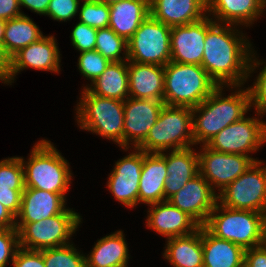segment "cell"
<instances>
[{"instance_id": "6da1fadb", "label": "cell", "mask_w": 266, "mask_h": 267, "mask_svg": "<svg viewBox=\"0 0 266 267\" xmlns=\"http://www.w3.org/2000/svg\"><path fill=\"white\" fill-rule=\"evenodd\" d=\"M239 28L217 23L208 16L201 66L218 86L244 85L248 81L254 46Z\"/></svg>"}, {"instance_id": "7a4b0ae2", "label": "cell", "mask_w": 266, "mask_h": 267, "mask_svg": "<svg viewBox=\"0 0 266 267\" xmlns=\"http://www.w3.org/2000/svg\"><path fill=\"white\" fill-rule=\"evenodd\" d=\"M226 88L233 92L224 95ZM250 109V95L244 85L218 86L200 105L192 108L194 145H206L226 126L246 116Z\"/></svg>"}, {"instance_id": "3957f363", "label": "cell", "mask_w": 266, "mask_h": 267, "mask_svg": "<svg viewBox=\"0 0 266 267\" xmlns=\"http://www.w3.org/2000/svg\"><path fill=\"white\" fill-rule=\"evenodd\" d=\"M21 158L25 188H37L51 193L67 195L73 173L68 160L54 143L47 139L37 141L27 161Z\"/></svg>"}, {"instance_id": "277c9868", "label": "cell", "mask_w": 266, "mask_h": 267, "mask_svg": "<svg viewBox=\"0 0 266 267\" xmlns=\"http://www.w3.org/2000/svg\"><path fill=\"white\" fill-rule=\"evenodd\" d=\"M204 227L244 250L266 242V214L260 212L232 209L217 202Z\"/></svg>"}, {"instance_id": "5b68a950", "label": "cell", "mask_w": 266, "mask_h": 267, "mask_svg": "<svg viewBox=\"0 0 266 267\" xmlns=\"http://www.w3.org/2000/svg\"><path fill=\"white\" fill-rule=\"evenodd\" d=\"M80 94L74 116L80 130L99 135L124 148V101L94 95L86 88Z\"/></svg>"}, {"instance_id": "8992f818", "label": "cell", "mask_w": 266, "mask_h": 267, "mask_svg": "<svg viewBox=\"0 0 266 267\" xmlns=\"http://www.w3.org/2000/svg\"><path fill=\"white\" fill-rule=\"evenodd\" d=\"M217 87L200 65L170 61L164 66L165 105L196 107Z\"/></svg>"}, {"instance_id": "52a82bcc", "label": "cell", "mask_w": 266, "mask_h": 267, "mask_svg": "<svg viewBox=\"0 0 266 267\" xmlns=\"http://www.w3.org/2000/svg\"><path fill=\"white\" fill-rule=\"evenodd\" d=\"M192 108L165 105L145 140L137 147L146 153H161L192 147Z\"/></svg>"}, {"instance_id": "ba28073f", "label": "cell", "mask_w": 266, "mask_h": 267, "mask_svg": "<svg viewBox=\"0 0 266 267\" xmlns=\"http://www.w3.org/2000/svg\"><path fill=\"white\" fill-rule=\"evenodd\" d=\"M72 209L68 207L53 217L26 223L18 231L20 248L41 251L72 243V235L82 223V216Z\"/></svg>"}, {"instance_id": "9c48e42d", "label": "cell", "mask_w": 266, "mask_h": 267, "mask_svg": "<svg viewBox=\"0 0 266 267\" xmlns=\"http://www.w3.org/2000/svg\"><path fill=\"white\" fill-rule=\"evenodd\" d=\"M171 27L149 15L128 40V61L165 66L171 59Z\"/></svg>"}, {"instance_id": "30bf717a", "label": "cell", "mask_w": 266, "mask_h": 267, "mask_svg": "<svg viewBox=\"0 0 266 267\" xmlns=\"http://www.w3.org/2000/svg\"><path fill=\"white\" fill-rule=\"evenodd\" d=\"M257 161L218 193V203L266 214V165Z\"/></svg>"}, {"instance_id": "8fae6325", "label": "cell", "mask_w": 266, "mask_h": 267, "mask_svg": "<svg viewBox=\"0 0 266 267\" xmlns=\"http://www.w3.org/2000/svg\"><path fill=\"white\" fill-rule=\"evenodd\" d=\"M255 115L256 117L246 115L226 126L206 145L215 151L253 158L251 153H256L266 144V122L262 120L264 115L257 112Z\"/></svg>"}, {"instance_id": "7c38bea8", "label": "cell", "mask_w": 266, "mask_h": 267, "mask_svg": "<svg viewBox=\"0 0 266 267\" xmlns=\"http://www.w3.org/2000/svg\"><path fill=\"white\" fill-rule=\"evenodd\" d=\"M199 149V173L217 194L249 169L254 162L261 161L251 156L215 151L207 145H202Z\"/></svg>"}, {"instance_id": "4fadbf2b", "label": "cell", "mask_w": 266, "mask_h": 267, "mask_svg": "<svg viewBox=\"0 0 266 267\" xmlns=\"http://www.w3.org/2000/svg\"><path fill=\"white\" fill-rule=\"evenodd\" d=\"M128 155L115 162L108 175L107 189L116 201L127 208L139 204V183L143 165V150L130 148Z\"/></svg>"}, {"instance_id": "5bb4252c", "label": "cell", "mask_w": 266, "mask_h": 267, "mask_svg": "<svg viewBox=\"0 0 266 267\" xmlns=\"http://www.w3.org/2000/svg\"><path fill=\"white\" fill-rule=\"evenodd\" d=\"M54 35H44L38 41L19 50L9 59V85L26 68L60 73L61 56Z\"/></svg>"}, {"instance_id": "9a60e30c", "label": "cell", "mask_w": 266, "mask_h": 267, "mask_svg": "<svg viewBox=\"0 0 266 267\" xmlns=\"http://www.w3.org/2000/svg\"><path fill=\"white\" fill-rule=\"evenodd\" d=\"M163 101L127 98L124 101V151L137 148L159 118Z\"/></svg>"}, {"instance_id": "2e32d148", "label": "cell", "mask_w": 266, "mask_h": 267, "mask_svg": "<svg viewBox=\"0 0 266 267\" xmlns=\"http://www.w3.org/2000/svg\"><path fill=\"white\" fill-rule=\"evenodd\" d=\"M168 201L204 226L211 211L218 202V194L205 178L198 173L186 185L171 196Z\"/></svg>"}, {"instance_id": "e0dca14e", "label": "cell", "mask_w": 266, "mask_h": 267, "mask_svg": "<svg viewBox=\"0 0 266 267\" xmlns=\"http://www.w3.org/2000/svg\"><path fill=\"white\" fill-rule=\"evenodd\" d=\"M207 31L208 15L193 23L171 27L170 61L201 66Z\"/></svg>"}, {"instance_id": "ac0fdd59", "label": "cell", "mask_w": 266, "mask_h": 267, "mask_svg": "<svg viewBox=\"0 0 266 267\" xmlns=\"http://www.w3.org/2000/svg\"><path fill=\"white\" fill-rule=\"evenodd\" d=\"M148 206L150 208L145 219L147 228L166 239L192 234L200 227L191 216L168 200Z\"/></svg>"}, {"instance_id": "d6986e66", "label": "cell", "mask_w": 266, "mask_h": 267, "mask_svg": "<svg viewBox=\"0 0 266 267\" xmlns=\"http://www.w3.org/2000/svg\"><path fill=\"white\" fill-rule=\"evenodd\" d=\"M66 198V195L46 190L25 188L22 192L15 228L19 231L26 223L37 222L63 213L68 208Z\"/></svg>"}, {"instance_id": "ffe728a7", "label": "cell", "mask_w": 266, "mask_h": 267, "mask_svg": "<svg viewBox=\"0 0 266 267\" xmlns=\"http://www.w3.org/2000/svg\"><path fill=\"white\" fill-rule=\"evenodd\" d=\"M265 11L266 0H206V14L217 23L250 28Z\"/></svg>"}, {"instance_id": "44dd1931", "label": "cell", "mask_w": 266, "mask_h": 267, "mask_svg": "<svg viewBox=\"0 0 266 267\" xmlns=\"http://www.w3.org/2000/svg\"><path fill=\"white\" fill-rule=\"evenodd\" d=\"M150 15L169 27L186 25L207 15L206 0H150Z\"/></svg>"}, {"instance_id": "7402d4cb", "label": "cell", "mask_w": 266, "mask_h": 267, "mask_svg": "<svg viewBox=\"0 0 266 267\" xmlns=\"http://www.w3.org/2000/svg\"><path fill=\"white\" fill-rule=\"evenodd\" d=\"M192 147L165 151L167 177L164 186V201L168 200L199 173L198 151ZM169 152V153H167Z\"/></svg>"}, {"instance_id": "603a6c76", "label": "cell", "mask_w": 266, "mask_h": 267, "mask_svg": "<svg viewBox=\"0 0 266 267\" xmlns=\"http://www.w3.org/2000/svg\"><path fill=\"white\" fill-rule=\"evenodd\" d=\"M129 97L164 100V66L128 61Z\"/></svg>"}, {"instance_id": "cb8c5ba5", "label": "cell", "mask_w": 266, "mask_h": 267, "mask_svg": "<svg viewBox=\"0 0 266 267\" xmlns=\"http://www.w3.org/2000/svg\"><path fill=\"white\" fill-rule=\"evenodd\" d=\"M167 175L165 152L146 153L143 151L139 204L148 206L164 201V186Z\"/></svg>"}, {"instance_id": "d4e9b609", "label": "cell", "mask_w": 266, "mask_h": 267, "mask_svg": "<svg viewBox=\"0 0 266 267\" xmlns=\"http://www.w3.org/2000/svg\"><path fill=\"white\" fill-rule=\"evenodd\" d=\"M127 244L122 230L98 239L89 254H85L86 267H128Z\"/></svg>"}, {"instance_id": "484cf974", "label": "cell", "mask_w": 266, "mask_h": 267, "mask_svg": "<svg viewBox=\"0 0 266 267\" xmlns=\"http://www.w3.org/2000/svg\"><path fill=\"white\" fill-rule=\"evenodd\" d=\"M109 9V28L128 41L150 15V0H122Z\"/></svg>"}, {"instance_id": "4316f807", "label": "cell", "mask_w": 266, "mask_h": 267, "mask_svg": "<svg viewBox=\"0 0 266 267\" xmlns=\"http://www.w3.org/2000/svg\"><path fill=\"white\" fill-rule=\"evenodd\" d=\"M166 240L162 255L172 267H203L202 226L192 234Z\"/></svg>"}, {"instance_id": "83f0119b", "label": "cell", "mask_w": 266, "mask_h": 267, "mask_svg": "<svg viewBox=\"0 0 266 267\" xmlns=\"http://www.w3.org/2000/svg\"><path fill=\"white\" fill-rule=\"evenodd\" d=\"M203 267H244L245 250L219 239L202 226Z\"/></svg>"}, {"instance_id": "f1b7e54d", "label": "cell", "mask_w": 266, "mask_h": 267, "mask_svg": "<svg viewBox=\"0 0 266 267\" xmlns=\"http://www.w3.org/2000/svg\"><path fill=\"white\" fill-rule=\"evenodd\" d=\"M83 88L94 95L125 101L129 98L128 60L110 62L99 77Z\"/></svg>"}, {"instance_id": "f546056e", "label": "cell", "mask_w": 266, "mask_h": 267, "mask_svg": "<svg viewBox=\"0 0 266 267\" xmlns=\"http://www.w3.org/2000/svg\"><path fill=\"white\" fill-rule=\"evenodd\" d=\"M43 36L39 26L32 18L23 14L6 21L2 48L10 59L19 50L38 41Z\"/></svg>"}, {"instance_id": "4dcf8cb0", "label": "cell", "mask_w": 266, "mask_h": 267, "mask_svg": "<svg viewBox=\"0 0 266 267\" xmlns=\"http://www.w3.org/2000/svg\"><path fill=\"white\" fill-rule=\"evenodd\" d=\"M254 49L251 52L247 80L252 77L251 75L253 72L255 73L256 69L260 71L252 83L253 86L248 85L247 89L250 95V105L252 108L254 107V112L266 115V62H264V59H258L259 56H256L257 52Z\"/></svg>"}, {"instance_id": "1f68e13d", "label": "cell", "mask_w": 266, "mask_h": 267, "mask_svg": "<svg viewBox=\"0 0 266 267\" xmlns=\"http://www.w3.org/2000/svg\"><path fill=\"white\" fill-rule=\"evenodd\" d=\"M95 50L110 62L128 60V41L109 27L97 29Z\"/></svg>"}, {"instance_id": "d6a6232c", "label": "cell", "mask_w": 266, "mask_h": 267, "mask_svg": "<svg viewBox=\"0 0 266 267\" xmlns=\"http://www.w3.org/2000/svg\"><path fill=\"white\" fill-rule=\"evenodd\" d=\"M46 267H86L85 254L73 242L40 251Z\"/></svg>"}, {"instance_id": "836d02e7", "label": "cell", "mask_w": 266, "mask_h": 267, "mask_svg": "<svg viewBox=\"0 0 266 267\" xmlns=\"http://www.w3.org/2000/svg\"><path fill=\"white\" fill-rule=\"evenodd\" d=\"M109 15V5L95 0H82L77 16H79L78 22L101 29L109 27Z\"/></svg>"}, {"instance_id": "e575fe53", "label": "cell", "mask_w": 266, "mask_h": 267, "mask_svg": "<svg viewBox=\"0 0 266 267\" xmlns=\"http://www.w3.org/2000/svg\"><path fill=\"white\" fill-rule=\"evenodd\" d=\"M0 189H25L24 170L20 157H7L0 160Z\"/></svg>"}, {"instance_id": "d590c367", "label": "cell", "mask_w": 266, "mask_h": 267, "mask_svg": "<svg viewBox=\"0 0 266 267\" xmlns=\"http://www.w3.org/2000/svg\"><path fill=\"white\" fill-rule=\"evenodd\" d=\"M77 68L90 83L99 77L109 65L110 61L94 50L80 52Z\"/></svg>"}, {"instance_id": "8d00e7d4", "label": "cell", "mask_w": 266, "mask_h": 267, "mask_svg": "<svg viewBox=\"0 0 266 267\" xmlns=\"http://www.w3.org/2000/svg\"><path fill=\"white\" fill-rule=\"evenodd\" d=\"M19 248L17 229H0V267H6L8 263H12Z\"/></svg>"}, {"instance_id": "74e56055", "label": "cell", "mask_w": 266, "mask_h": 267, "mask_svg": "<svg viewBox=\"0 0 266 267\" xmlns=\"http://www.w3.org/2000/svg\"><path fill=\"white\" fill-rule=\"evenodd\" d=\"M82 0H50L46 15L52 20L67 22L78 15Z\"/></svg>"}, {"instance_id": "f35d334b", "label": "cell", "mask_w": 266, "mask_h": 267, "mask_svg": "<svg viewBox=\"0 0 266 267\" xmlns=\"http://www.w3.org/2000/svg\"><path fill=\"white\" fill-rule=\"evenodd\" d=\"M97 29L83 23H76L72 29L71 45L80 52L94 50L96 44Z\"/></svg>"}, {"instance_id": "ab89813d", "label": "cell", "mask_w": 266, "mask_h": 267, "mask_svg": "<svg viewBox=\"0 0 266 267\" xmlns=\"http://www.w3.org/2000/svg\"><path fill=\"white\" fill-rule=\"evenodd\" d=\"M13 267H46L40 251L19 248L11 263Z\"/></svg>"}, {"instance_id": "60d3db41", "label": "cell", "mask_w": 266, "mask_h": 267, "mask_svg": "<svg viewBox=\"0 0 266 267\" xmlns=\"http://www.w3.org/2000/svg\"><path fill=\"white\" fill-rule=\"evenodd\" d=\"M23 191L24 190L0 189V203L15 217L20 211Z\"/></svg>"}, {"instance_id": "b9f144b4", "label": "cell", "mask_w": 266, "mask_h": 267, "mask_svg": "<svg viewBox=\"0 0 266 267\" xmlns=\"http://www.w3.org/2000/svg\"><path fill=\"white\" fill-rule=\"evenodd\" d=\"M244 267H266V242L245 250Z\"/></svg>"}, {"instance_id": "7bdbcfd3", "label": "cell", "mask_w": 266, "mask_h": 267, "mask_svg": "<svg viewBox=\"0 0 266 267\" xmlns=\"http://www.w3.org/2000/svg\"><path fill=\"white\" fill-rule=\"evenodd\" d=\"M23 14L19 0H0V20L8 21Z\"/></svg>"}, {"instance_id": "ee69618b", "label": "cell", "mask_w": 266, "mask_h": 267, "mask_svg": "<svg viewBox=\"0 0 266 267\" xmlns=\"http://www.w3.org/2000/svg\"><path fill=\"white\" fill-rule=\"evenodd\" d=\"M20 7L27 8L28 10L39 15H46L50 0H19Z\"/></svg>"}, {"instance_id": "f6af8a7d", "label": "cell", "mask_w": 266, "mask_h": 267, "mask_svg": "<svg viewBox=\"0 0 266 267\" xmlns=\"http://www.w3.org/2000/svg\"><path fill=\"white\" fill-rule=\"evenodd\" d=\"M16 217L0 203V229L15 228Z\"/></svg>"}, {"instance_id": "bcb514c9", "label": "cell", "mask_w": 266, "mask_h": 267, "mask_svg": "<svg viewBox=\"0 0 266 267\" xmlns=\"http://www.w3.org/2000/svg\"><path fill=\"white\" fill-rule=\"evenodd\" d=\"M0 81L9 85V58L5 55L0 45Z\"/></svg>"}, {"instance_id": "7dc6e473", "label": "cell", "mask_w": 266, "mask_h": 267, "mask_svg": "<svg viewBox=\"0 0 266 267\" xmlns=\"http://www.w3.org/2000/svg\"><path fill=\"white\" fill-rule=\"evenodd\" d=\"M5 23L6 21L0 20V45L1 46H2L3 39H4Z\"/></svg>"}, {"instance_id": "c3c4849f", "label": "cell", "mask_w": 266, "mask_h": 267, "mask_svg": "<svg viewBox=\"0 0 266 267\" xmlns=\"http://www.w3.org/2000/svg\"><path fill=\"white\" fill-rule=\"evenodd\" d=\"M95 1H98L100 3L107 4V5H111L113 3H116V2H119V1H122V0H95Z\"/></svg>"}]
</instances>
